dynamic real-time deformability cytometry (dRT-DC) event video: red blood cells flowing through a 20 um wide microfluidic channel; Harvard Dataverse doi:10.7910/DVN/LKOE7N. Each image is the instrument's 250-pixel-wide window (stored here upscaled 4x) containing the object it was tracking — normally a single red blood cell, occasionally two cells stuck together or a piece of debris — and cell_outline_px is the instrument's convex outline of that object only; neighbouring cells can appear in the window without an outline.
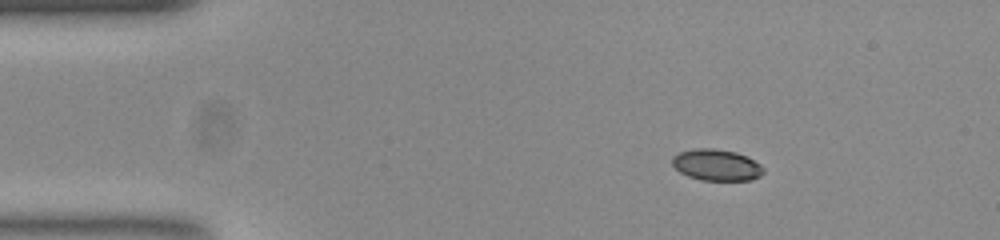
{"species": "common noctule bat (a hibernating species)", "species_latin": "Nyctalus noctula", "temperature_condition": "room temperature", "stored_images_in_passage": 46, "camera_frame_rate_fps": 3000, "um_per_image_px": 0.085, "animal": {"sex": "female", "body_mass_g": 23.0, "forearm_length_mm": 53.4}, "frame": {"image": 1, "passage_image": 1, "time_ms": 0.0, "image_size_px": [1000, 240], "cell_outline_px": [[764, 172], [760, 176], [752, 180], [700, 180], [688, 176], [680, 172], [672, 164], [672, 156], [680, 152], [696, 148], [712, 148], [736, 152], [760, 164], [764, 168]], "centroid_in_image_um": [60.89, 14.03], "position_along_channel_um": 24.1, "area_um2": 16.59}}
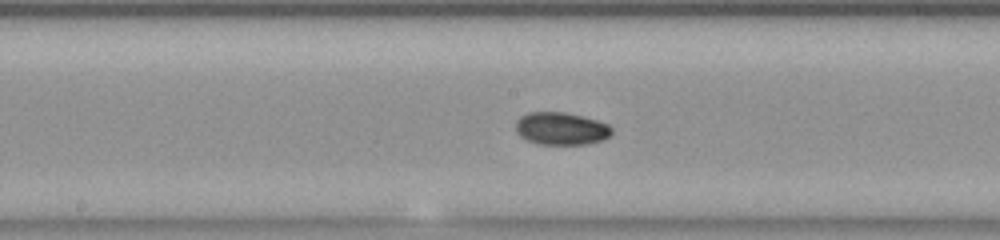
{"frame": {"image": 2, "passage_image": 20, "time_ms": 6.333, "image_size_px": [1000, 240], "cell_outline_px": [[612, 132], [604, 140], [584, 144], [536, 144], [520, 136], [516, 132], [516, 120], [520, 116], [528, 112], [564, 112], [596, 120], [608, 124], [612, 128]], "centroid_in_image_um": [47.67, 10.93], "position_along_channel_um": 200.5, "area_um2": 18.21}}
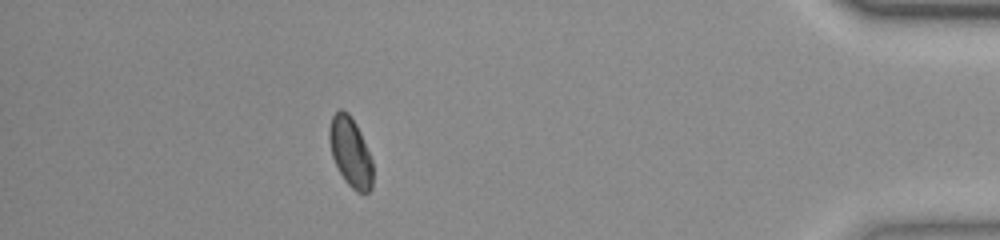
{"frame": {"image": 3, "passage_image": 40, "time_ms": 13.0, "image_size_px": [1000, 240], "cell_outline_px": [[372, 188], [368, 192], [356, 192], [344, 180], [332, 156], [328, 140], [328, 128], [332, 116], [340, 108], [348, 112], [356, 124], [360, 132], [372, 160]], "centroid_in_image_um": [29.77, 12.91], "position_along_channel_um": 405.4, "area_um2": 17.57}, "authors_computed_cell_mechanics": {"area_um2": 17.6001, "velocity_mm_per_s": 3.866, "shape_relaxation_time_tau1_ms": 7.9544, "shape_relaxation_time_tau2_ms": 5.6966, "deformation_change_tau1": 0.1222, "deformation_change_tau2": 0.0395}}